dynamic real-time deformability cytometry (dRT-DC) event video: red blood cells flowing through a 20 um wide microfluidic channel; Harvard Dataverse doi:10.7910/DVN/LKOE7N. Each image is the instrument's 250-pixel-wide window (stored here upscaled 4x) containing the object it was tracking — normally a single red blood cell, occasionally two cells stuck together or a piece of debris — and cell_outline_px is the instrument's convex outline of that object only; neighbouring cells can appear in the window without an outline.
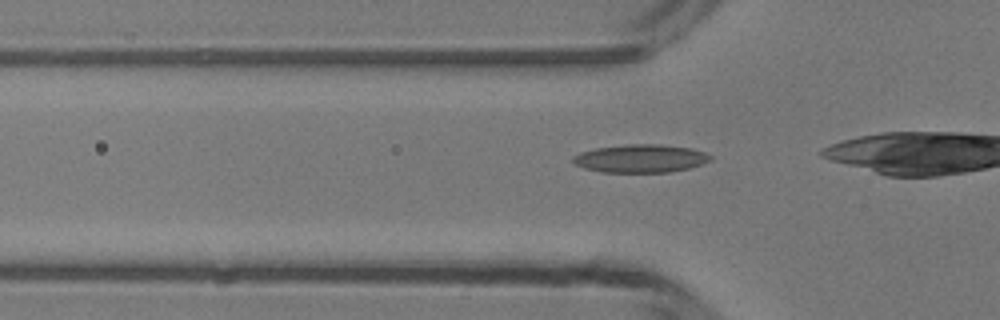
{"species": "common noctule bat (a hibernating species)", "species_latin": "Nyctalus noctula", "temperature_condition": "room temperature", "stored_images_in_passage": 6, "camera_frame_rate_fps": 3000, "um_per_image_px": 0.085, "animal": {"sex": "male", "body_mass_g": 13.3}, "frame": {"image": 1, "passage_image": 3, "time_ms": 0.667, "image_size_px": [1000, 320], "cell_outline_px": [[712, 160], [688, 168], [668, 172], [600, 172], [584, 168], [576, 164], [572, 160], [572, 156], [580, 152], [596, 148], [628, 144], [660, 144], [692, 148], [704, 152], [712, 156]], "centroid_in_image_um": [54.44, 13.46], "position_along_channel_um": 71.4, "area_um2": 22.48}}